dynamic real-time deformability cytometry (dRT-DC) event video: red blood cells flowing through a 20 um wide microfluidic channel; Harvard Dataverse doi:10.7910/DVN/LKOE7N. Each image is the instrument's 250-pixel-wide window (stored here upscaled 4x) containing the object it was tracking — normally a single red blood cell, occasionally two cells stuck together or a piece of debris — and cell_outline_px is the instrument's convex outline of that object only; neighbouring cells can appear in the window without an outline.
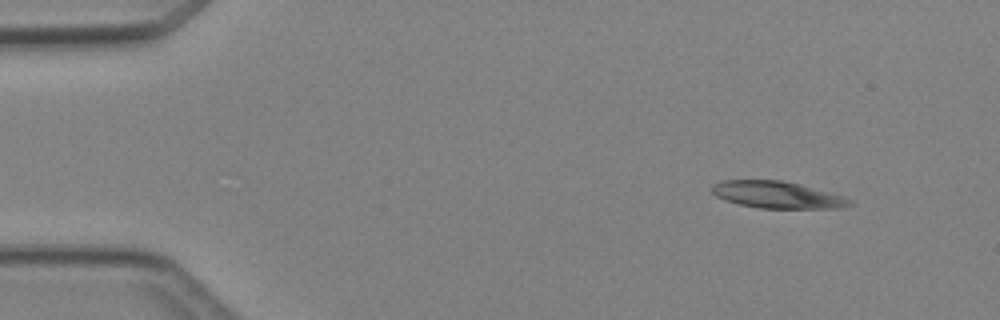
{"species": "Egyptian fruit bat (a non-hibernating species)", "species_latin": "Rousettus aegyptiacus", "temperature_condition": "cold", "stored_images_in_passage": 4, "camera_frame_rate_fps": 3000, "um_per_image_px": 0.085, "animal": {"sex": "female"}, "frame": {"image": 1, "passage_image": 1, "time_ms": 0.0, "image_size_px": [1000, 320], "cell_outline_px": [[856, 204], [840, 208], [760, 208], [740, 204], [724, 200], [716, 196], [712, 192], [712, 184], [724, 180], [780, 180], [800, 184], [844, 196], [852, 200]], "centroid_in_image_um": [66.09, 16.56], "position_along_channel_um": 18.9, "area_um2": 21.62}}
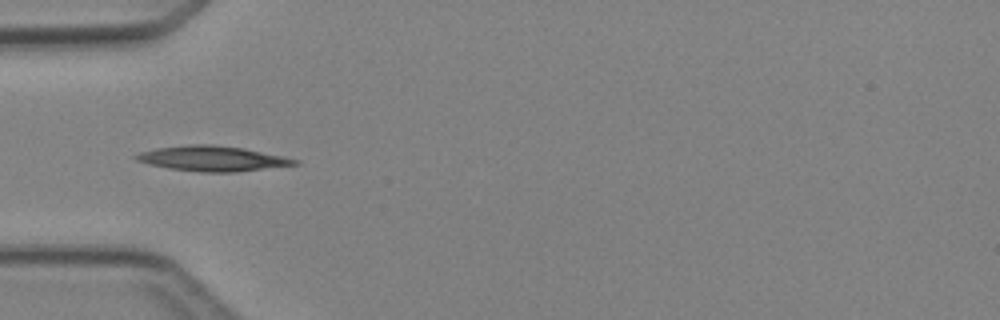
{"frame": {"image": 2, "passage_image": 4, "time_ms": 3.333, "image_size_px": [1000, 320], "cell_outline_px": [[300, 164], [232, 172], [200, 172], [168, 168], [148, 164], [136, 160], [132, 156], [140, 152], [156, 148], [188, 144], [212, 144], [244, 148], [284, 156], [300, 160]], "centroid_in_image_um": [18.04, 13.47], "position_along_channel_um": 67.0, "area_um2": 23.29}}